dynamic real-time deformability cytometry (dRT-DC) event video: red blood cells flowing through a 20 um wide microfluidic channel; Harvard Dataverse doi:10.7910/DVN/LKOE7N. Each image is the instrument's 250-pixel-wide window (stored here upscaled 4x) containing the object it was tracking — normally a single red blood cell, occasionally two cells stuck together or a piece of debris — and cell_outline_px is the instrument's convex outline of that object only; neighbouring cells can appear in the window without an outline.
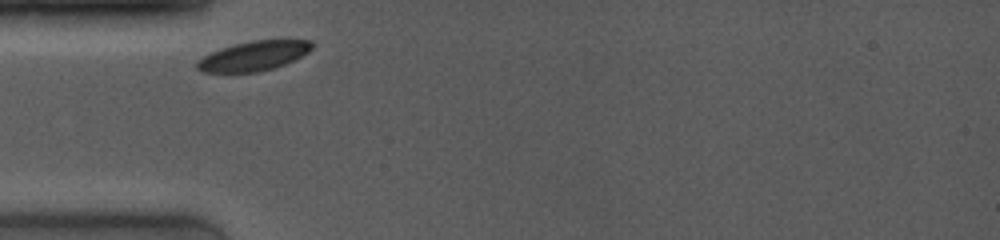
{"species": "common noctule bat (a hibernating species)", "species_latin": "Nyctalus noctula", "temperature_condition": "room temperature", "stored_images_in_passage": 18, "camera_frame_rate_fps": 4000, "um_per_image_px": 0.085, "animal": {"sex": "female", "body_mass_g": 19.0, "forearm_length_mm": 53.3}, "frame": {"image": 1, "passage_image": 1, "time_ms": 0.0, "image_size_px": [1000, 240], "cell_outline_px": [[316, 44], [308, 52], [284, 64], [272, 68], [256, 72], [200, 72], [196, 68], [196, 60], [208, 52], [220, 48], [252, 40], [312, 40]], "centroid_in_image_um": [21.51, 4.74], "position_along_channel_um": 63.5, "area_um2": 19.88}}
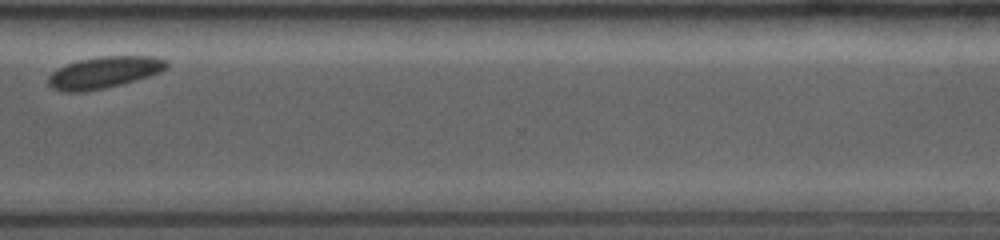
{"frame": {"image": 2, "passage_image": 16, "time_ms": 8.0, "image_size_px": [1000, 240], "cell_outline_px": [[168, 68], [160, 72], [136, 80], [104, 88], [84, 92], [68, 92], [52, 88], [48, 84], [48, 76], [52, 72], [68, 64], [80, 60], [100, 56], [152, 56], [164, 60], [168, 64]], "centroid_in_image_um": [8.85, 6.16], "position_along_channel_um": 361.8, "area_um2": 21.56}}
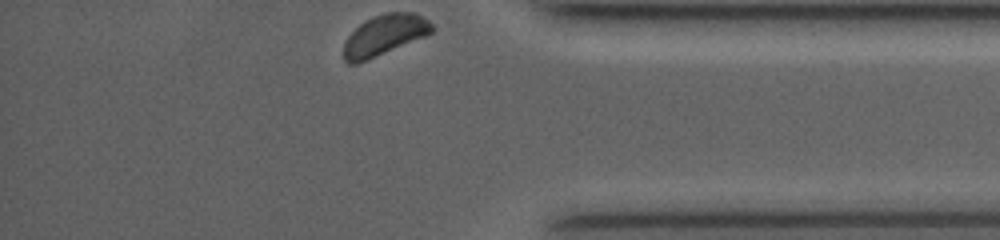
{"frame": {"image": 3, "passage_image": 18, "time_ms": 9.25, "image_size_px": [1000, 240], "cell_outline_px": [[436, 28], [432, 32], [424, 36], [356, 64], [348, 64], [344, 60], [344, 44], [348, 36], [364, 20], [372, 16], [388, 12], [416, 12], [428, 20]], "centroid_in_image_um": [32.68, 2.95], "position_along_channel_um": 402.5, "area_um2": 20.63}, "authors_computed_cell_mechanics": {"area_um2": 21.3571, "velocity_mm_per_s": 3.7282, "shape_relaxation_time_tau1_ms": 0.3389, "shape_relaxation_time_tau2_ms": null, "deformation_change_tau1": 0.0303, "deformation_change_tau2": null}}